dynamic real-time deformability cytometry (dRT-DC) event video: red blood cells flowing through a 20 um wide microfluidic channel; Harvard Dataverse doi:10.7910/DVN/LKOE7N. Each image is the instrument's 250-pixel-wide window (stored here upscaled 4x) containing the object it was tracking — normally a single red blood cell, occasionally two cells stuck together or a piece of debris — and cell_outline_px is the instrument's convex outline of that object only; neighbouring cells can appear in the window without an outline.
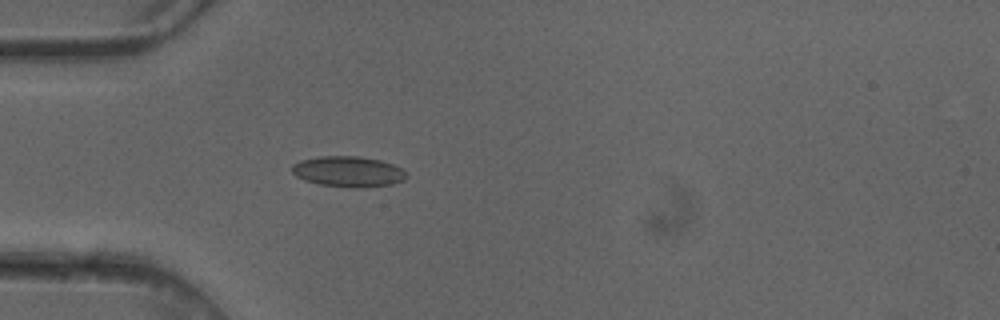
{"species": "common noctule bat (a hibernating species)", "species_latin": "Nyctalus noctula", "temperature_condition": "cold", "stored_images_in_passage": 5, "camera_frame_rate_fps": 3000, "um_per_image_px": 0.085, "animal": {"sex": "female"}, "frame": {"image": 1, "passage_image": 5, "time_ms": 1.333, "image_size_px": [1000, 320], "cell_outline_px": [[408, 176], [404, 180], [392, 184], [364, 188], [352, 188], [316, 184], [304, 180], [296, 176], [292, 172], [292, 164], [300, 160], [316, 156], [360, 156], [380, 160], [392, 164], [400, 168]], "centroid_in_image_um": [29.57, 14.59], "position_along_channel_um": 55.4, "area_um2": 20.69}}